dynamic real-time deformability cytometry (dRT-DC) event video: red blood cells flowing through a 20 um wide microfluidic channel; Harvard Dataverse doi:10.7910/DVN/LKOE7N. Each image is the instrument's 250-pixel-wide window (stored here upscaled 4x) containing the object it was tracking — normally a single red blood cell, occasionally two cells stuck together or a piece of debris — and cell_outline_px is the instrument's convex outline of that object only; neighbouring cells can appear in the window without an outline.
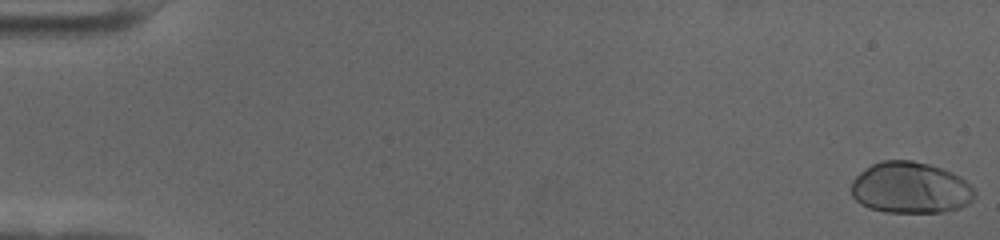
{"species": "human", "species_latin": "Homo sapiens", "temperature_condition": "cold", "stored_images_in_passage": 59, "camera_frame_rate_fps": 3000, "um_per_image_px": 0.085, "donor": {"sex": "female"}, "frame": {"image": 1, "passage_image": 1, "time_ms": 0.0, "image_size_px": [1000, 240], "cell_outline_px": [[976, 196], [968, 204], [960, 208], [944, 212], [884, 212], [868, 208], [860, 204], [852, 196], [852, 180], [864, 168], [880, 160], [912, 160], [928, 164], [952, 172], [960, 176], [976, 192]], "centroid_in_image_um": [77.38, 15.96], "position_along_channel_um": 7.6, "area_um2": 37.17}}
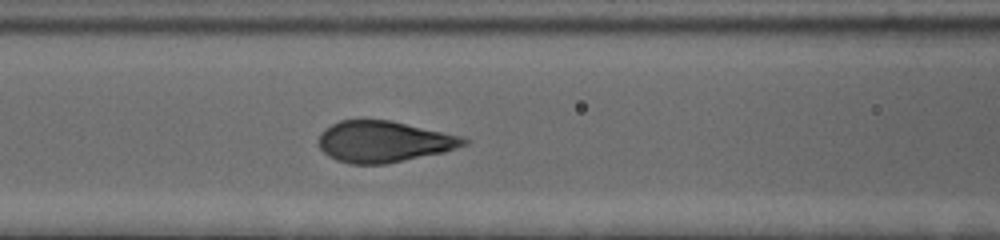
{"frame": {"image": 2, "passage_image": 26, "time_ms": 8.333, "image_size_px": [1000, 240], "cell_outline_px": [[468, 144], [444, 152], [384, 164], [348, 164], [336, 160], [328, 156], [320, 148], [316, 140], [320, 132], [324, 128], [340, 120], [388, 120], [464, 136], [468, 140]], "centroid_in_image_um": [32.58, 12.04], "position_along_channel_um": 134.0, "area_um2": 35.03}}
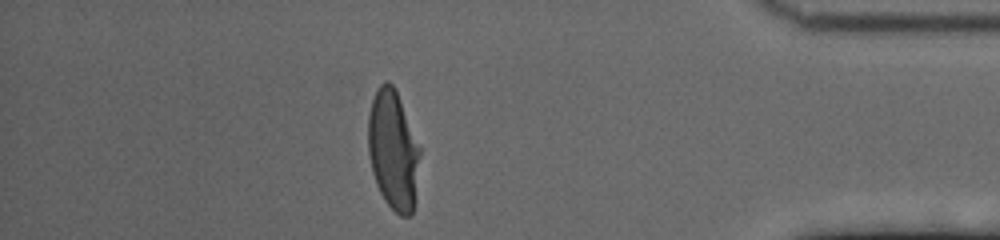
{"frame": {"image": 3, "passage_image": 52, "time_ms": 17.0, "image_size_px": [1000, 240], "cell_outline_px": [[420, 152], [416, 200], [412, 216], [400, 216], [384, 200], [376, 184], [372, 172], [368, 152], [368, 116], [372, 100], [380, 84], [384, 80], [388, 80], [392, 84], [396, 92], [420, 148]], "centroid_in_image_um": [33.41, 12.81], "position_along_channel_um": 401.8, "area_um2": 35.95}, "authors_computed_cell_mechanics": {"area_um2": 36.0094, "velocity_mm_per_s": 3.4837, "shape_relaxation_time_tau1_ms": 3.6723, "shape_relaxation_time_tau2_ms": null, "deformation_change_tau1": 0.2097, "deformation_change_tau2": null}}